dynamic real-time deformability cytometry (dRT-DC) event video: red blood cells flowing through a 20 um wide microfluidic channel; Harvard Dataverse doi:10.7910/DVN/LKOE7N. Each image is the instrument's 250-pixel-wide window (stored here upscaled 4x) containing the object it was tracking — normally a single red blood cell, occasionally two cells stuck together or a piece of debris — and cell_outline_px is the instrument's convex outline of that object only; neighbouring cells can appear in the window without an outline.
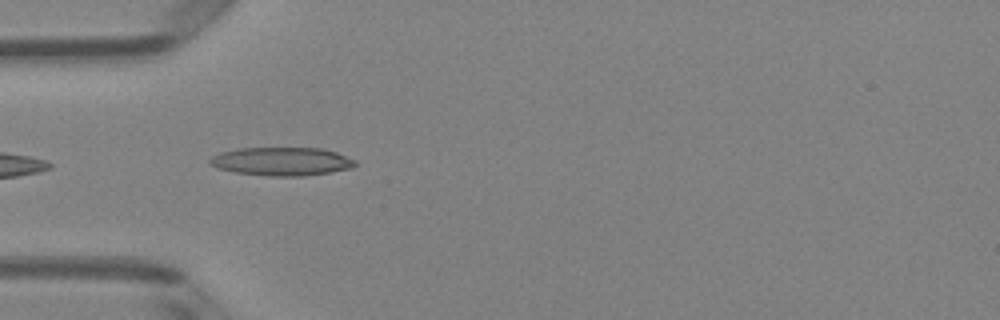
{"species": "Egyptian fruit bat (a non-hibernating species)", "species_latin": "Rousettus aegyptiacus", "temperature_condition": "room temperature", "stored_images_in_passage": 36, "camera_frame_rate_fps": 3000, "um_per_image_px": 0.085, "animal": {"sex": "female"}, "frame": {"image": 1, "passage_image": 2, "time_ms": 0.333, "image_size_px": [1000, 320], "cell_outline_px": [[356, 164], [352, 168], [304, 176], [268, 176], [236, 172], [216, 168], [208, 164], [208, 160], [212, 156], [220, 152], [240, 148], [320, 148], [336, 152], [356, 160]], "centroid_in_image_um": [23.91, 13.72], "position_along_channel_um": 61.1, "area_um2": 24.04}}
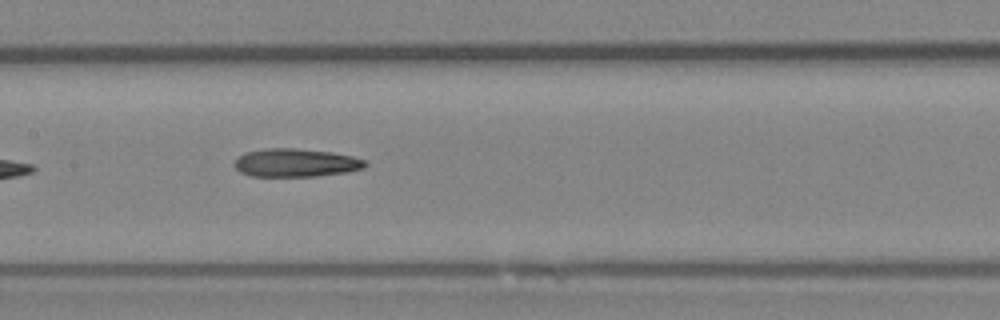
{"frame": {"image": 2, "passage_image": 11, "time_ms": 3.333, "image_size_px": [1000, 320], "cell_outline_px": [[368, 164], [364, 168], [348, 172], [316, 176], [252, 176], [240, 172], [236, 168], [236, 156], [244, 152], [264, 148], [292, 148], [332, 152], [352, 156], [368, 160]], "centroid_in_image_um": [25.17, 13.83], "position_along_channel_um": 182.2, "area_um2": 21.68}}
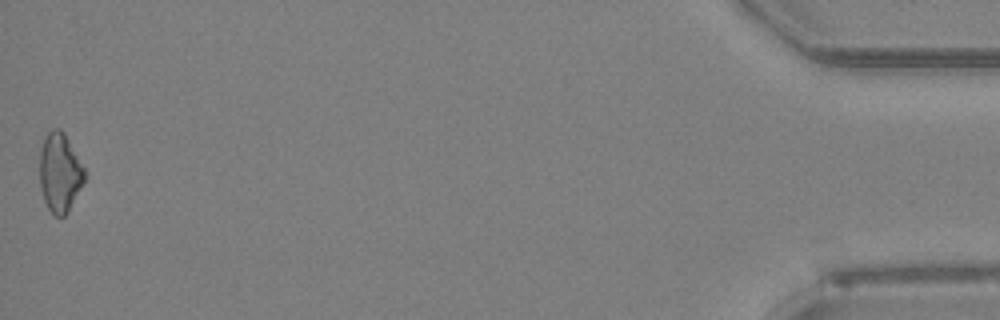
{"frame": {"image": 3, "passage_image": 36, "time_ms": 11.667, "image_size_px": [1000, 320], "cell_outline_px": [[84, 180], [68, 212], [64, 216], [52, 216], [44, 200], [40, 188], [40, 148], [48, 132], [52, 128], [60, 128], [64, 132], [84, 168]], "centroid_in_image_um": [5.06, 14.67], "position_along_channel_um": 430.1, "area_um2": 20.52}, "authors_computed_cell_mechanics": {"area_um2": 20.7791, "velocity_mm_per_s": 4.1267, "shape_relaxation_time_tau1_ms": 10.1203, "shape_relaxation_time_tau2_ms": null, "deformation_change_tau1": 0.2335, "deformation_change_tau2": null}}